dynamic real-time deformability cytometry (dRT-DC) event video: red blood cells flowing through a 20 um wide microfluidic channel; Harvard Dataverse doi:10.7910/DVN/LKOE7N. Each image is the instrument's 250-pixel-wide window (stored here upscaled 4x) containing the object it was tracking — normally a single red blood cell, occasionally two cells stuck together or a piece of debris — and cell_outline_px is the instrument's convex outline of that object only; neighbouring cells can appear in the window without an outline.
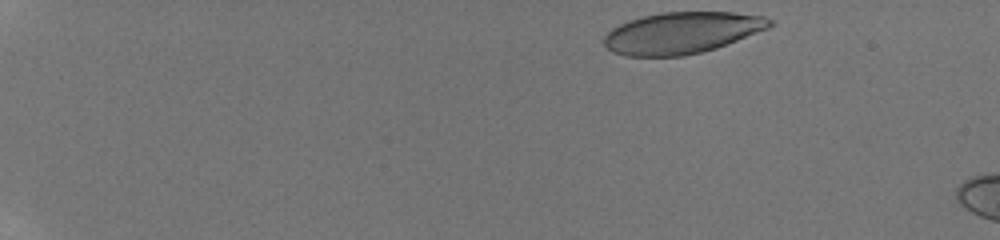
{"species": "human", "species_latin": "Homo sapiens", "temperature_condition": "room temperature", "stored_images_in_passage": 7, "camera_frame_rate_fps": 3000, "um_per_image_px": 0.085, "donor": {"sex": "male"}, "frame": {"image": 1, "passage_image": 1, "time_ms": 0.0, "image_size_px": [1000, 240], "cell_outline_px": [[776, 24], [768, 28], [716, 48], [684, 56], [624, 56], [612, 52], [604, 44], [604, 36], [612, 28], [628, 20], [660, 12], [736, 12], [764, 16], [772, 20]], "centroid_in_image_um": [57.96, 2.78], "position_along_channel_um": 27.0, "area_um2": 40.11}}